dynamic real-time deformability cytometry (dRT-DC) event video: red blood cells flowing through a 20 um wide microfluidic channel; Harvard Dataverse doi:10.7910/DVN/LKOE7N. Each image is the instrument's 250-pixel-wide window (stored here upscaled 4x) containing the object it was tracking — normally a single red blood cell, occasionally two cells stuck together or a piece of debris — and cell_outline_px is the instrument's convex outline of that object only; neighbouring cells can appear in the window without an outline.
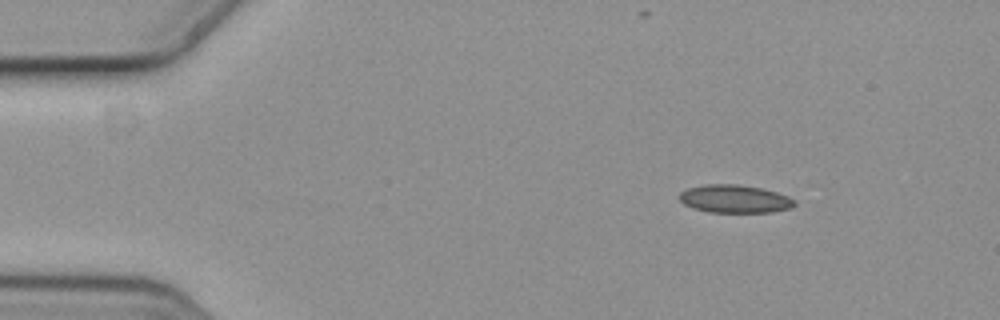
{"species": "common noctule bat (a hibernating species)", "species_latin": "Nyctalus noctula", "temperature_condition": "cold", "stored_images_in_passage": 9, "camera_frame_rate_fps": 3000, "um_per_image_px": 0.085, "animal": {"sex": "female", "body_mass_g": 19.3, "forearm_length_mm": 54.1}, "frame": {"image": 1, "passage_image": 1, "time_ms": 0.0, "image_size_px": [1000, 320], "cell_outline_px": [[796, 204], [792, 208], [772, 212], [708, 212], [692, 208], [684, 204], [680, 200], [680, 192], [688, 188], [704, 184], [736, 184], [760, 188], [776, 192], [788, 196], [796, 200]], "centroid_in_image_um": [62.46, 16.91], "position_along_channel_um": 22.5, "area_um2": 18.84}}
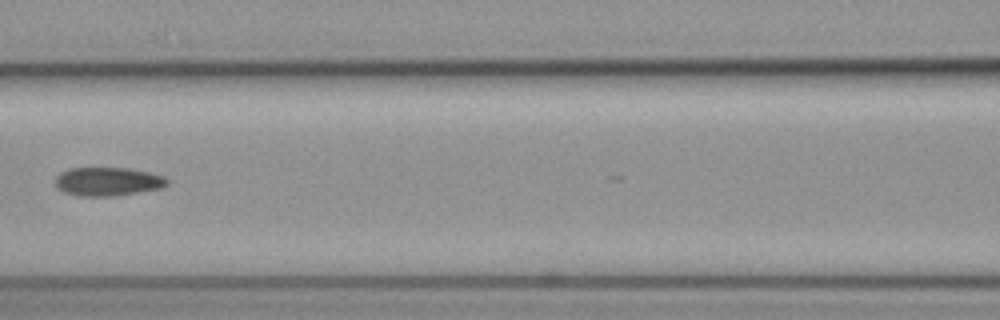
{"frame": {"image": 2, "passage_image": 6, "time_ms": 1.667, "image_size_px": [1000, 320], "cell_outline_px": [[168, 184], [164, 188], [112, 196], [76, 196], [64, 192], [56, 188], [56, 176], [60, 172], [68, 168], [132, 168], [164, 176], [168, 180]], "centroid_in_image_um": [9.16, 15.43], "position_along_channel_um": 157.4, "area_um2": 18.84}}
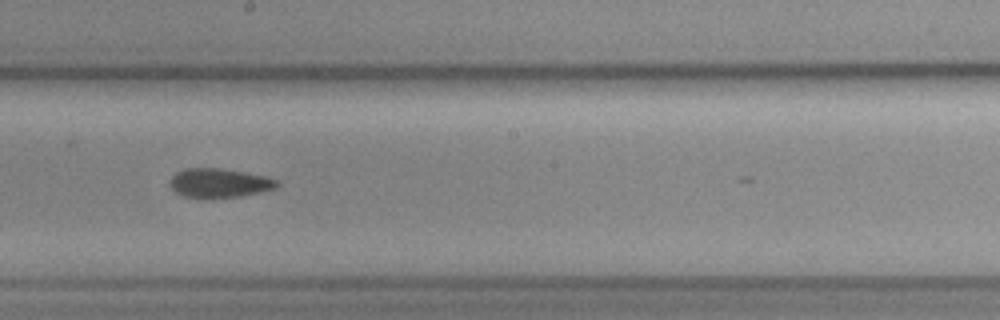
{"frame": {"image": 3, "passage_image": 8, "time_ms": 2.333, "image_size_px": [1000, 320], "cell_outline_px": [[280, 184], [276, 188], [260, 192], [240, 196], [212, 200], [204, 200], [184, 196], [176, 192], [168, 184], [172, 176], [176, 172], [184, 168], [220, 168], [244, 172], [264, 176], [276, 180]], "centroid_in_image_um": [18.59, 15.58], "position_along_channel_um": 229.6, "area_um2": 18.61}}